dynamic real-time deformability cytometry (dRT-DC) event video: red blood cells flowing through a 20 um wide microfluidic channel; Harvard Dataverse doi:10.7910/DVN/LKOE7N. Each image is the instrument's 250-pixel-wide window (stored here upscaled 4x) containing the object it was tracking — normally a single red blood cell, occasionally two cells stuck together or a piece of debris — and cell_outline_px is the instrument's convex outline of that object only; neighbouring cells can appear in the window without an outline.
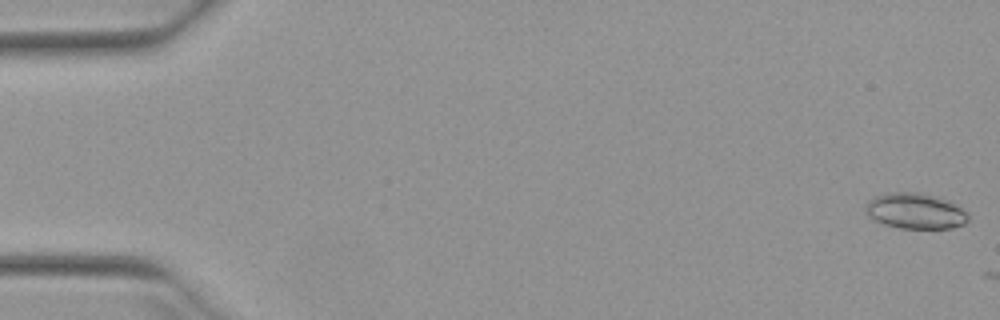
{"species": "Egyptian fruit bat (a non-hibernating species)", "species_latin": "Rousettus aegyptiacus", "temperature_condition": "warm", "stored_images_in_passage": 2, "camera_frame_rate_fps": 3000, "um_per_image_px": 0.085, "animal": {"sex": "female"}, "frame": {"image": 1, "passage_image": 1, "time_ms": 0.0, "image_size_px": [1000, 320], "cell_outline_px": [[968, 220], [964, 224], [952, 228], [900, 228], [884, 224], [868, 216], [864, 208], [868, 200], [872, 196], [888, 192], [920, 192], [956, 204], [968, 212]], "centroid_in_image_um": [77.77, 17.93], "position_along_channel_um": 7.2, "area_um2": 21.39}}